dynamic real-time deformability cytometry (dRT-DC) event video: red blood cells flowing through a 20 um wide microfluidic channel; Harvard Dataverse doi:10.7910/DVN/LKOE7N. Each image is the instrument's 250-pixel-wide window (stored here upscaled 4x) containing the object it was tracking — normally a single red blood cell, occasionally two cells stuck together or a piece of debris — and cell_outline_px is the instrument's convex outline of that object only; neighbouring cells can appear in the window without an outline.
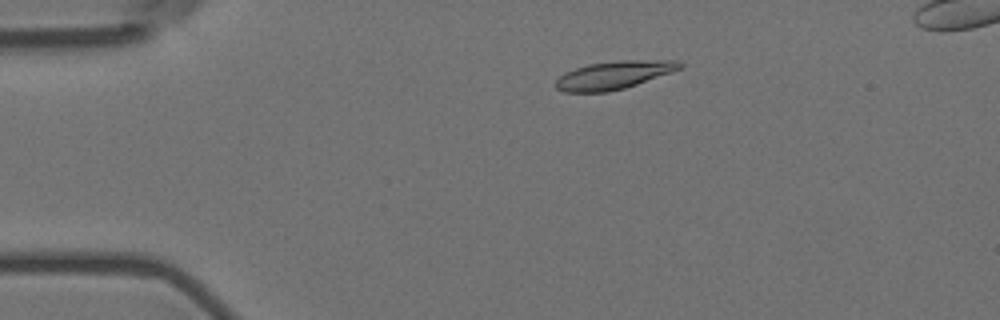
{"species": "Egyptian fruit bat (a non-hibernating species)", "species_latin": "Rousettus aegyptiacus", "temperature_condition": "room temperature", "stored_images_in_passage": 56, "camera_frame_rate_fps": 3000, "um_per_image_px": 0.085, "animal": {"sex": "female"}, "frame": {"image": 1, "passage_image": 11, "time_ms": 3.333, "image_size_px": [1000, 320], "cell_outline_px": [[684, 64], [680, 68], [672, 72], [624, 88], [608, 92], [564, 92], [556, 88], [556, 80], [564, 72], [588, 64], [620, 60], [680, 60]], "centroid_in_image_um": [52.18, 6.37], "position_along_channel_um": 32.8, "area_um2": 20.23}}
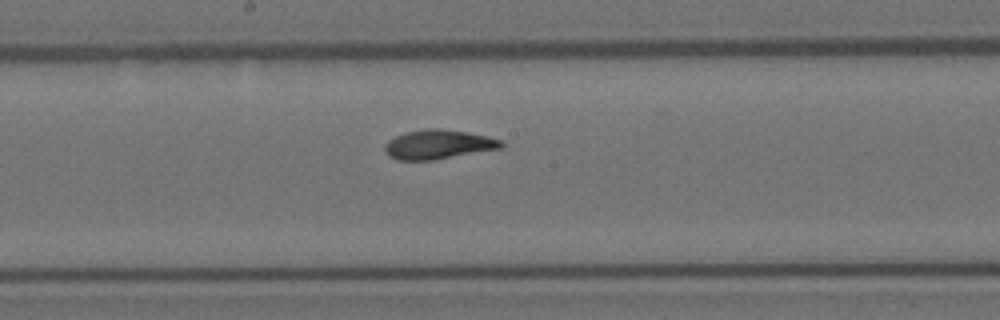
{"frame": {"image": 2, "passage_image": 30, "time_ms": 9.667, "image_size_px": [1000, 320], "cell_outline_px": [[504, 144], [500, 148], [432, 160], [396, 160], [388, 156], [384, 152], [384, 144], [388, 140], [404, 132], [428, 128], [440, 128], [488, 136], [500, 140]], "centroid_in_image_um": [37.18, 12.28], "position_along_channel_um": 211.0, "area_um2": 19.77}}
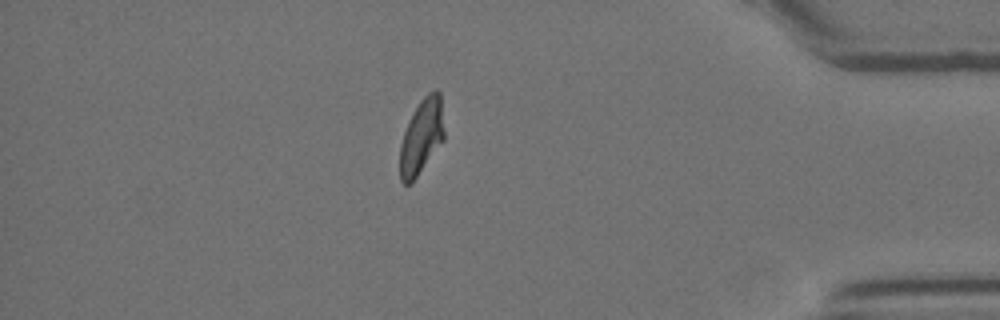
{"frame": {"image": 3, "passage_image": 49, "time_ms": 16.0, "image_size_px": [1000, 320], "cell_outline_px": [[444, 140], [412, 184], [404, 184], [400, 180], [400, 144], [408, 120], [412, 112], [420, 100], [428, 92], [436, 88], [440, 92], [444, 132]], "centroid_in_image_um": [35.83, 11.61], "position_along_channel_um": 399.4, "area_um2": 19.65}}